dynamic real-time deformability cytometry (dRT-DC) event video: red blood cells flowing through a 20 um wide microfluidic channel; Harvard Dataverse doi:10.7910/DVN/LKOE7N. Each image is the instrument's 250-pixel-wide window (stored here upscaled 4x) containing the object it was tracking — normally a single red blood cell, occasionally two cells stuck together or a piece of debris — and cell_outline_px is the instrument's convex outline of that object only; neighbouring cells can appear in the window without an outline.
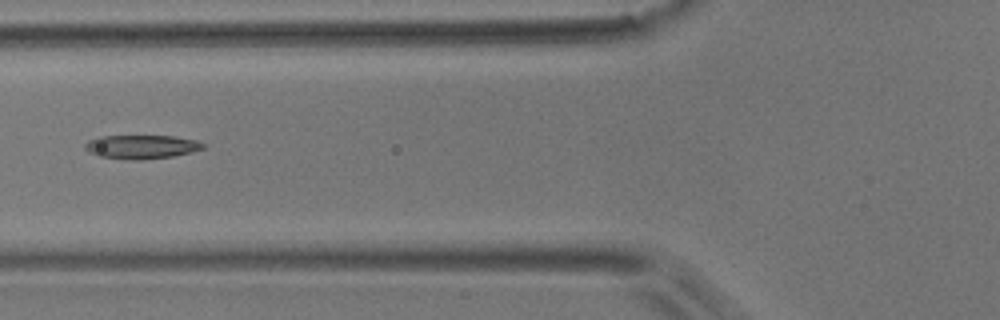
{"species": "common noctule bat (a hibernating species)", "species_latin": "Nyctalus noctula", "temperature_condition": "room temperature", "stored_images_in_passage": 4, "camera_frame_rate_fps": 3000, "um_per_image_px": 0.085, "animal": {"sex": "male", "body_mass_g": 17.9}, "frame": {"image": 1, "passage_image": 4, "time_ms": 3.333, "image_size_px": [1000, 320], "cell_outline_px": [[204, 148], [192, 152], [172, 156], [140, 160], [132, 160], [100, 156], [88, 152], [84, 148], [84, 144], [88, 140], [100, 136], [172, 136], [196, 140], [204, 144]], "centroid_in_image_um": [12.0, 12.48], "position_along_channel_um": 113.8, "area_um2": 16.3}}